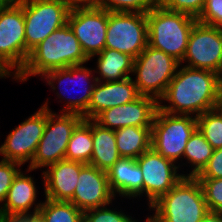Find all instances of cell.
Returning a JSON list of instances; mask_svg holds the SVG:
<instances>
[{"mask_svg": "<svg viewBox=\"0 0 222 222\" xmlns=\"http://www.w3.org/2000/svg\"><path fill=\"white\" fill-rule=\"evenodd\" d=\"M180 66L164 95L158 100V109L172 115L198 117L217 108L221 99L219 74L182 64ZM163 101L169 104L162 105Z\"/></svg>", "mask_w": 222, "mask_h": 222, "instance_id": "1", "label": "cell"}, {"mask_svg": "<svg viewBox=\"0 0 222 222\" xmlns=\"http://www.w3.org/2000/svg\"><path fill=\"white\" fill-rule=\"evenodd\" d=\"M110 208L107 205L87 210L84 212V220L86 222H137L136 219L126 215L121 209L117 211V209Z\"/></svg>", "mask_w": 222, "mask_h": 222, "instance_id": "31", "label": "cell"}, {"mask_svg": "<svg viewBox=\"0 0 222 222\" xmlns=\"http://www.w3.org/2000/svg\"><path fill=\"white\" fill-rule=\"evenodd\" d=\"M140 96L132 77L118 81H97L83 119H94L103 110L134 101Z\"/></svg>", "mask_w": 222, "mask_h": 222, "instance_id": "18", "label": "cell"}, {"mask_svg": "<svg viewBox=\"0 0 222 222\" xmlns=\"http://www.w3.org/2000/svg\"><path fill=\"white\" fill-rule=\"evenodd\" d=\"M213 151L214 149L197 128L187 141L183 153V159L187 161L186 163H191L190 165L192 167V170L189 171L190 173H187L185 177H196L206 166Z\"/></svg>", "mask_w": 222, "mask_h": 222, "instance_id": "26", "label": "cell"}, {"mask_svg": "<svg viewBox=\"0 0 222 222\" xmlns=\"http://www.w3.org/2000/svg\"><path fill=\"white\" fill-rule=\"evenodd\" d=\"M46 120L47 109L41 106L15 127L0 145L2 159L20 163L22 166L26 162L30 164L44 133Z\"/></svg>", "mask_w": 222, "mask_h": 222, "instance_id": "13", "label": "cell"}, {"mask_svg": "<svg viewBox=\"0 0 222 222\" xmlns=\"http://www.w3.org/2000/svg\"><path fill=\"white\" fill-rule=\"evenodd\" d=\"M97 68L94 69V74L97 81H118L131 77L134 59L125 53L117 50L104 48L97 55Z\"/></svg>", "mask_w": 222, "mask_h": 222, "instance_id": "23", "label": "cell"}, {"mask_svg": "<svg viewBox=\"0 0 222 222\" xmlns=\"http://www.w3.org/2000/svg\"><path fill=\"white\" fill-rule=\"evenodd\" d=\"M44 222H82L84 212L70 201H55L45 198L37 213Z\"/></svg>", "mask_w": 222, "mask_h": 222, "instance_id": "27", "label": "cell"}, {"mask_svg": "<svg viewBox=\"0 0 222 222\" xmlns=\"http://www.w3.org/2000/svg\"><path fill=\"white\" fill-rule=\"evenodd\" d=\"M145 222H155L154 220H152L149 216L146 218Z\"/></svg>", "mask_w": 222, "mask_h": 222, "instance_id": "43", "label": "cell"}, {"mask_svg": "<svg viewBox=\"0 0 222 222\" xmlns=\"http://www.w3.org/2000/svg\"><path fill=\"white\" fill-rule=\"evenodd\" d=\"M71 8L75 7H95L98 6V0H63Z\"/></svg>", "mask_w": 222, "mask_h": 222, "instance_id": "37", "label": "cell"}, {"mask_svg": "<svg viewBox=\"0 0 222 222\" xmlns=\"http://www.w3.org/2000/svg\"><path fill=\"white\" fill-rule=\"evenodd\" d=\"M219 81H220V95L222 97V71L221 73L219 74Z\"/></svg>", "mask_w": 222, "mask_h": 222, "instance_id": "41", "label": "cell"}, {"mask_svg": "<svg viewBox=\"0 0 222 222\" xmlns=\"http://www.w3.org/2000/svg\"><path fill=\"white\" fill-rule=\"evenodd\" d=\"M209 211L222 213V178H197Z\"/></svg>", "mask_w": 222, "mask_h": 222, "instance_id": "30", "label": "cell"}, {"mask_svg": "<svg viewBox=\"0 0 222 222\" xmlns=\"http://www.w3.org/2000/svg\"><path fill=\"white\" fill-rule=\"evenodd\" d=\"M107 172L109 186L114 196L136 198L143 195V174L133 158L121 157Z\"/></svg>", "mask_w": 222, "mask_h": 222, "instance_id": "21", "label": "cell"}, {"mask_svg": "<svg viewBox=\"0 0 222 222\" xmlns=\"http://www.w3.org/2000/svg\"><path fill=\"white\" fill-rule=\"evenodd\" d=\"M148 45L172 56L182 64L189 36L197 19L154 5L146 14Z\"/></svg>", "mask_w": 222, "mask_h": 222, "instance_id": "3", "label": "cell"}, {"mask_svg": "<svg viewBox=\"0 0 222 222\" xmlns=\"http://www.w3.org/2000/svg\"><path fill=\"white\" fill-rule=\"evenodd\" d=\"M154 6V0H98L99 8L108 12H138L147 14Z\"/></svg>", "mask_w": 222, "mask_h": 222, "instance_id": "29", "label": "cell"}, {"mask_svg": "<svg viewBox=\"0 0 222 222\" xmlns=\"http://www.w3.org/2000/svg\"><path fill=\"white\" fill-rule=\"evenodd\" d=\"M136 161L143 174V194L147 197L149 207L185 177V174L177 173L183 165H175L152 147Z\"/></svg>", "mask_w": 222, "mask_h": 222, "instance_id": "15", "label": "cell"}, {"mask_svg": "<svg viewBox=\"0 0 222 222\" xmlns=\"http://www.w3.org/2000/svg\"><path fill=\"white\" fill-rule=\"evenodd\" d=\"M93 71L94 70L92 68L90 69L88 67H85L84 64H82L69 66L67 68L62 69L50 70L46 72L43 76H41L42 80L44 79L47 81L46 84L51 87L52 91L63 87L64 84L68 87L71 82L73 83V85L71 84L72 87L84 85L83 87H79V89H81V92H84H82L79 97L77 96V98L75 97L74 99L73 97L67 95V92H70L68 91L70 90L68 88V90L66 88H62V90L59 89L61 91H56V96L66 102V106H63V108H61L62 110H60V113H78L80 115H83L88 110V106L92 96V91L94 90V87L97 83V79L96 77H94L95 75L93 74ZM76 81L78 82V85L77 83L75 84ZM79 82H84V84H79ZM56 83H58V88L55 86Z\"/></svg>", "mask_w": 222, "mask_h": 222, "instance_id": "12", "label": "cell"}, {"mask_svg": "<svg viewBox=\"0 0 222 222\" xmlns=\"http://www.w3.org/2000/svg\"><path fill=\"white\" fill-rule=\"evenodd\" d=\"M196 178H222V148L215 149Z\"/></svg>", "mask_w": 222, "mask_h": 222, "instance_id": "35", "label": "cell"}, {"mask_svg": "<svg viewBox=\"0 0 222 222\" xmlns=\"http://www.w3.org/2000/svg\"><path fill=\"white\" fill-rule=\"evenodd\" d=\"M196 129L195 116L172 115L157 109L151 127V147L162 157L178 164Z\"/></svg>", "mask_w": 222, "mask_h": 222, "instance_id": "9", "label": "cell"}, {"mask_svg": "<svg viewBox=\"0 0 222 222\" xmlns=\"http://www.w3.org/2000/svg\"><path fill=\"white\" fill-rule=\"evenodd\" d=\"M171 0H154V5L165 7Z\"/></svg>", "mask_w": 222, "mask_h": 222, "instance_id": "39", "label": "cell"}, {"mask_svg": "<svg viewBox=\"0 0 222 222\" xmlns=\"http://www.w3.org/2000/svg\"><path fill=\"white\" fill-rule=\"evenodd\" d=\"M93 152L89 165L108 171L120 158L116 146L115 131L92 119Z\"/></svg>", "mask_w": 222, "mask_h": 222, "instance_id": "22", "label": "cell"}, {"mask_svg": "<svg viewBox=\"0 0 222 222\" xmlns=\"http://www.w3.org/2000/svg\"><path fill=\"white\" fill-rule=\"evenodd\" d=\"M149 208L155 222H201L209 211L196 177H182Z\"/></svg>", "mask_w": 222, "mask_h": 222, "instance_id": "4", "label": "cell"}, {"mask_svg": "<svg viewBox=\"0 0 222 222\" xmlns=\"http://www.w3.org/2000/svg\"><path fill=\"white\" fill-rule=\"evenodd\" d=\"M197 128L215 149L222 148V111L217 107L196 117Z\"/></svg>", "mask_w": 222, "mask_h": 222, "instance_id": "28", "label": "cell"}, {"mask_svg": "<svg viewBox=\"0 0 222 222\" xmlns=\"http://www.w3.org/2000/svg\"><path fill=\"white\" fill-rule=\"evenodd\" d=\"M67 24L90 61L105 48L107 10L97 6L71 8Z\"/></svg>", "mask_w": 222, "mask_h": 222, "instance_id": "14", "label": "cell"}, {"mask_svg": "<svg viewBox=\"0 0 222 222\" xmlns=\"http://www.w3.org/2000/svg\"><path fill=\"white\" fill-rule=\"evenodd\" d=\"M25 65L23 0L0 8V78H14ZM13 70V72H12ZM12 73V74H11Z\"/></svg>", "mask_w": 222, "mask_h": 222, "instance_id": "5", "label": "cell"}, {"mask_svg": "<svg viewBox=\"0 0 222 222\" xmlns=\"http://www.w3.org/2000/svg\"><path fill=\"white\" fill-rule=\"evenodd\" d=\"M0 222H44V221L38 214H35V215L12 217V218H6L0 216Z\"/></svg>", "mask_w": 222, "mask_h": 222, "instance_id": "36", "label": "cell"}, {"mask_svg": "<svg viewBox=\"0 0 222 222\" xmlns=\"http://www.w3.org/2000/svg\"><path fill=\"white\" fill-rule=\"evenodd\" d=\"M116 199L110 189L107 172L86 164L81 170L73 198L70 200L79 210L112 204Z\"/></svg>", "mask_w": 222, "mask_h": 222, "instance_id": "17", "label": "cell"}, {"mask_svg": "<svg viewBox=\"0 0 222 222\" xmlns=\"http://www.w3.org/2000/svg\"><path fill=\"white\" fill-rule=\"evenodd\" d=\"M205 0H171L165 8L185 13L194 18H198L204 8Z\"/></svg>", "mask_w": 222, "mask_h": 222, "instance_id": "34", "label": "cell"}, {"mask_svg": "<svg viewBox=\"0 0 222 222\" xmlns=\"http://www.w3.org/2000/svg\"><path fill=\"white\" fill-rule=\"evenodd\" d=\"M20 170H22L20 163L0 160V206L5 201L12 181Z\"/></svg>", "mask_w": 222, "mask_h": 222, "instance_id": "32", "label": "cell"}, {"mask_svg": "<svg viewBox=\"0 0 222 222\" xmlns=\"http://www.w3.org/2000/svg\"><path fill=\"white\" fill-rule=\"evenodd\" d=\"M88 61L90 59L85 55L69 25L66 24L30 51L24 67L12 79L25 82L32 76H43L50 70L82 65Z\"/></svg>", "mask_w": 222, "mask_h": 222, "instance_id": "2", "label": "cell"}, {"mask_svg": "<svg viewBox=\"0 0 222 222\" xmlns=\"http://www.w3.org/2000/svg\"><path fill=\"white\" fill-rule=\"evenodd\" d=\"M70 10L63 0H23L25 63L34 47L67 24Z\"/></svg>", "mask_w": 222, "mask_h": 222, "instance_id": "8", "label": "cell"}, {"mask_svg": "<svg viewBox=\"0 0 222 222\" xmlns=\"http://www.w3.org/2000/svg\"><path fill=\"white\" fill-rule=\"evenodd\" d=\"M16 0H0V8L6 7L14 3Z\"/></svg>", "mask_w": 222, "mask_h": 222, "instance_id": "40", "label": "cell"}, {"mask_svg": "<svg viewBox=\"0 0 222 222\" xmlns=\"http://www.w3.org/2000/svg\"><path fill=\"white\" fill-rule=\"evenodd\" d=\"M92 152V119H82L72 132L65 159L89 164Z\"/></svg>", "mask_w": 222, "mask_h": 222, "instance_id": "25", "label": "cell"}, {"mask_svg": "<svg viewBox=\"0 0 222 222\" xmlns=\"http://www.w3.org/2000/svg\"><path fill=\"white\" fill-rule=\"evenodd\" d=\"M47 109V120L44 133L38 143L36 153L28 164L27 172L48 167L65 159L68 142L76 125L83 119L78 113H54L48 101L42 105Z\"/></svg>", "mask_w": 222, "mask_h": 222, "instance_id": "6", "label": "cell"}, {"mask_svg": "<svg viewBox=\"0 0 222 222\" xmlns=\"http://www.w3.org/2000/svg\"><path fill=\"white\" fill-rule=\"evenodd\" d=\"M121 157L137 159L151 148V127L127 126L115 131Z\"/></svg>", "mask_w": 222, "mask_h": 222, "instance_id": "24", "label": "cell"}, {"mask_svg": "<svg viewBox=\"0 0 222 222\" xmlns=\"http://www.w3.org/2000/svg\"><path fill=\"white\" fill-rule=\"evenodd\" d=\"M86 164L60 160L45 168L41 174L45 198L55 201H70L76 189L80 170Z\"/></svg>", "mask_w": 222, "mask_h": 222, "instance_id": "19", "label": "cell"}, {"mask_svg": "<svg viewBox=\"0 0 222 222\" xmlns=\"http://www.w3.org/2000/svg\"><path fill=\"white\" fill-rule=\"evenodd\" d=\"M197 21L222 28V0H205L204 8Z\"/></svg>", "mask_w": 222, "mask_h": 222, "instance_id": "33", "label": "cell"}, {"mask_svg": "<svg viewBox=\"0 0 222 222\" xmlns=\"http://www.w3.org/2000/svg\"><path fill=\"white\" fill-rule=\"evenodd\" d=\"M218 108L222 111V97H221L220 102L218 104Z\"/></svg>", "mask_w": 222, "mask_h": 222, "instance_id": "42", "label": "cell"}, {"mask_svg": "<svg viewBox=\"0 0 222 222\" xmlns=\"http://www.w3.org/2000/svg\"><path fill=\"white\" fill-rule=\"evenodd\" d=\"M201 222H222V213L208 211Z\"/></svg>", "mask_w": 222, "mask_h": 222, "instance_id": "38", "label": "cell"}, {"mask_svg": "<svg viewBox=\"0 0 222 222\" xmlns=\"http://www.w3.org/2000/svg\"><path fill=\"white\" fill-rule=\"evenodd\" d=\"M24 171H19L12 181L7 197L0 206V216L6 218L35 215L42 206L35 202L37 198V188L34 177L26 175ZM34 205V208H33ZM33 208V212L31 209Z\"/></svg>", "mask_w": 222, "mask_h": 222, "instance_id": "20", "label": "cell"}, {"mask_svg": "<svg viewBox=\"0 0 222 222\" xmlns=\"http://www.w3.org/2000/svg\"><path fill=\"white\" fill-rule=\"evenodd\" d=\"M180 62L161 50L147 45L134 59L132 76L140 95L150 96L157 101L164 95L175 76Z\"/></svg>", "mask_w": 222, "mask_h": 222, "instance_id": "7", "label": "cell"}, {"mask_svg": "<svg viewBox=\"0 0 222 222\" xmlns=\"http://www.w3.org/2000/svg\"><path fill=\"white\" fill-rule=\"evenodd\" d=\"M148 45L147 17L138 12H108L105 48L136 59Z\"/></svg>", "mask_w": 222, "mask_h": 222, "instance_id": "10", "label": "cell"}, {"mask_svg": "<svg viewBox=\"0 0 222 222\" xmlns=\"http://www.w3.org/2000/svg\"><path fill=\"white\" fill-rule=\"evenodd\" d=\"M193 69L222 71V28L196 22L182 63Z\"/></svg>", "mask_w": 222, "mask_h": 222, "instance_id": "11", "label": "cell"}, {"mask_svg": "<svg viewBox=\"0 0 222 222\" xmlns=\"http://www.w3.org/2000/svg\"><path fill=\"white\" fill-rule=\"evenodd\" d=\"M157 109L155 98L140 95L132 102L103 110L94 120L114 131L127 126L152 127Z\"/></svg>", "mask_w": 222, "mask_h": 222, "instance_id": "16", "label": "cell"}]
</instances>
